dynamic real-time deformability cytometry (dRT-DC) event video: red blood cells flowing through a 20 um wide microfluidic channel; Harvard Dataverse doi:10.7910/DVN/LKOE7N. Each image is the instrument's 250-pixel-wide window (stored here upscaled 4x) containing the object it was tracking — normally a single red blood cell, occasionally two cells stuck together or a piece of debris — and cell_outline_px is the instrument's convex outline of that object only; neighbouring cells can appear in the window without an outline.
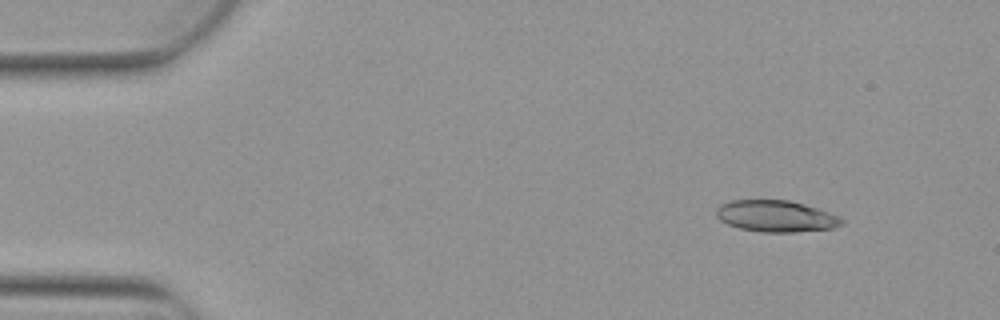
{"species": "Egyptian fruit bat (a non-hibernating species)", "species_latin": "Rousettus aegyptiacus", "temperature_condition": "warm", "stored_images_in_passage": 5, "camera_frame_rate_fps": 3000, "um_per_image_px": 0.085, "animal": {"sex": "female"}, "frame": {"image": 1, "passage_image": 2, "time_ms": 0.333, "image_size_px": [1000, 320], "cell_outline_px": [[844, 224], [836, 228], [796, 232], [760, 232], [740, 228], [728, 224], [720, 220], [716, 216], [716, 208], [720, 204], [732, 200], [788, 200], [804, 204], [840, 216], [844, 220]], "centroid_in_image_um": [65.97, 18.38], "position_along_channel_um": 19.0, "area_um2": 23.18}}